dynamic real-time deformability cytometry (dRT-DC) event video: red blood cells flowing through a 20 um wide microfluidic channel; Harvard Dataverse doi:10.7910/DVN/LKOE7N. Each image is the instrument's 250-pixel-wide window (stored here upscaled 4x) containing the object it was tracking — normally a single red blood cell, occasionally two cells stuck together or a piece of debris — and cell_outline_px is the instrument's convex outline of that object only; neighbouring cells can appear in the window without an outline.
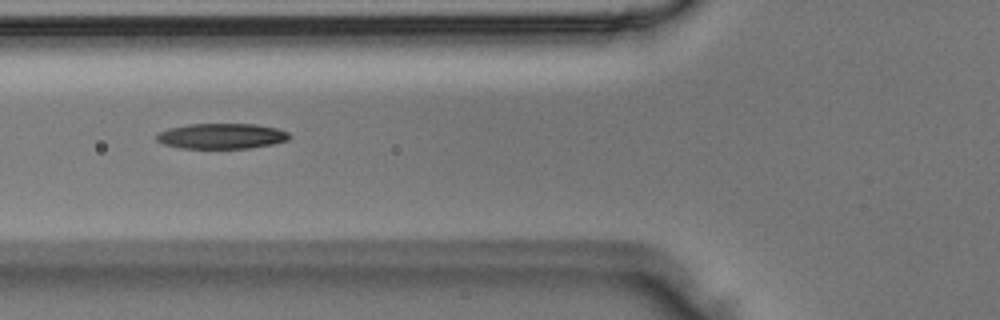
{"species": "Egyptian fruit bat (a non-hibernating species)", "species_latin": "Rousettus aegyptiacus", "temperature_condition": "room temperature", "stored_images_in_passage": 7, "camera_frame_rate_fps": 3000, "um_per_image_px": 0.085, "animal": {"sex": "male"}, "frame": {"image": 1, "passage_image": 5, "time_ms": 1.333, "image_size_px": [1000, 320], "cell_outline_px": [[292, 136], [288, 140], [272, 144], [248, 148], [180, 148], [164, 144], [156, 140], [156, 136], [160, 132], [168, 128], [188, 124], [256, 124], [276, 128], [288, 132]], "centroid_in_image_um": [18.84, 11.56], "position_along_channel_um": 107.0, "area_um2": 19.65}}
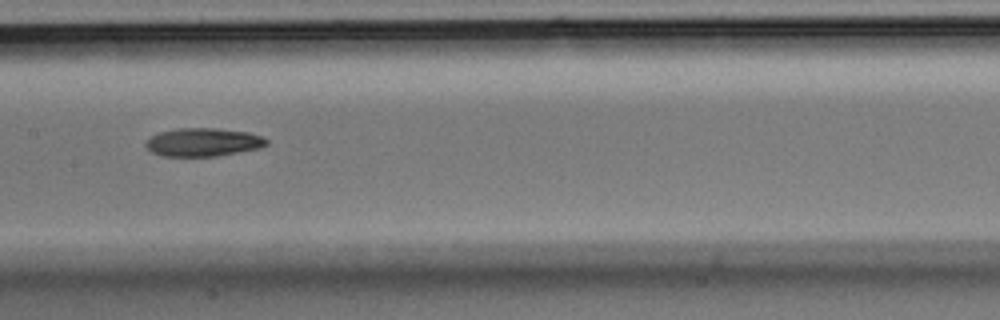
{"frame": {"image": 2, "passage_image": 7, "time_ms": 2.0, "image_size_px": [1000, 320], "cell_outline_px": [[268, 144], [260, 148], [212, 156], [164, 156], [152, 152], [144, 144], [152, 136], [160, 132], [180, 128], [216, 128], [248, 132], [260, 136], [268, 140]], "centroid_in_image_um": [17.27, 12.08], "position_along_channel_um": 190.1, "area_um2": 19.59}}